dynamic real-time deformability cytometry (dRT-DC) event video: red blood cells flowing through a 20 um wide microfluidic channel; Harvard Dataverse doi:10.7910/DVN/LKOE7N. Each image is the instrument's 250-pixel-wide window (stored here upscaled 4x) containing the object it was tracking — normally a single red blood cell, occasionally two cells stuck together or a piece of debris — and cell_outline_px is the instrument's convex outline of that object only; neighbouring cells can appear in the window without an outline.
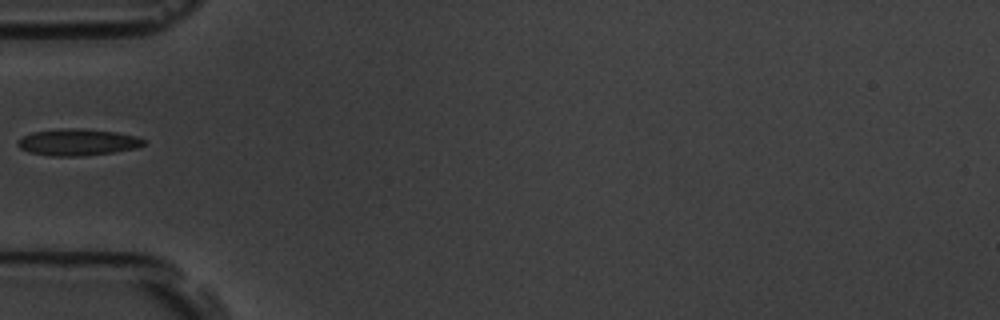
{"species": "common noctule bat (a hibernating species)", "species_latin": "Nyctalus noctula", "temperature_condition": "room temperature", "stored_images_in_passage": 3, "camera_frame_rate_fps": 3000, "um_per_image_px": 0.085, "animal": {"sex": "male", "body_mass_g": 19.5, "forearm_length_mm": 54.6}, "frame": {"image": 1, "passage_image": 2, "time_ms": 1.0, "image_size_px": [1000, 320], "cell_outline_px": [[144, 144], [136, 148], [112, 152], [80, 156], [48, 156], [28, 152], [20, 148], [16, 144], [16, 140], [32, 132], [60, 128], [80, 128], [116, 132], [136, 136], [144, 140]], "centroid_in_image_um": [6.54, 12.08], "position_along_channel_um": 78.5, "area_um2": 19.59}}
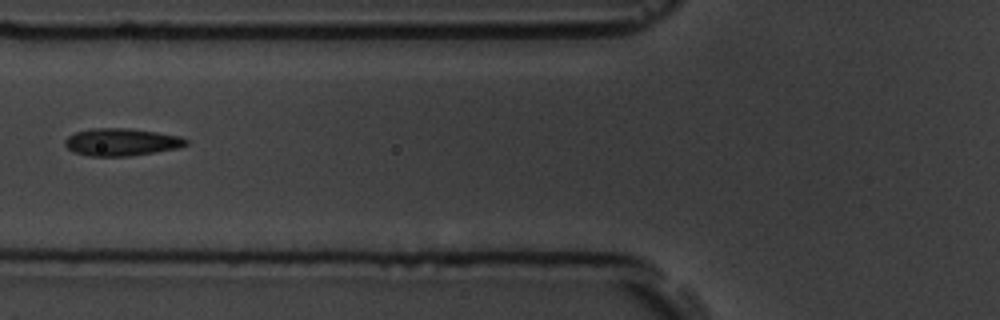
{"frame": {"image": 2, "passage_image": 3, "time_ms": 2.0, "image_size_px": [1000, 320], "cell_outline_px": [[188, 144], [176, 148], [128, 156], [88, 156], [72, 152], [64, 144], [64, 140], [68, 136], [76, 132], [92, 128], [128, 128], [156, 132], [180, 136], [188, 140]], "centroid_in_image_um": [10.28, 12.07], "position_along_channel_um": 115.5, "area_um2": 19.25}}